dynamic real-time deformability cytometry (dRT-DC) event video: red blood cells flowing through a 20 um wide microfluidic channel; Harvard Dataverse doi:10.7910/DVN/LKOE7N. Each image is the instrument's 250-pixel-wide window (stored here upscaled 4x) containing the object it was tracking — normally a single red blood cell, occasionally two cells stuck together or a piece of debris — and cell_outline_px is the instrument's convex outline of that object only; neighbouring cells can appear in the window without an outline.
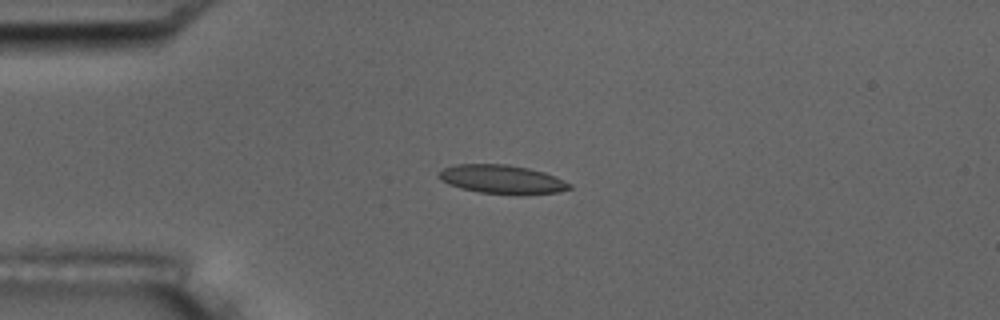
{"species": "common noctule bat (a hibernating species)", "species_latin": "Nyctalus noctula", "temperature_condition": "room temperature", "stored_images_in_passage": 5, "camera_frame_rate_fps": 3000, "um_per_image_px": 0.085, "animal": {"sex": "male", "body_mass_g": 17.5, "forearm_length_mm": 52.3}, "frame": {"image": 1, "passage_image": 4, "time_ms": 4.333, "image_size_px": [1000, 320], "cell_outline_px": [[572, 188], [556, 192], [524, 196], [480, 192], [460, 188], [448, 184], [440, 180], [436, 176], [444, 168], [456, 164], [508, 164], [528, 168], [544, 172], [556, 176], [572, 184]], "centroid_in_image_um": [42.69, 15.26], "position_along_channel_um": 42.3, "area_um2": 22.25}}